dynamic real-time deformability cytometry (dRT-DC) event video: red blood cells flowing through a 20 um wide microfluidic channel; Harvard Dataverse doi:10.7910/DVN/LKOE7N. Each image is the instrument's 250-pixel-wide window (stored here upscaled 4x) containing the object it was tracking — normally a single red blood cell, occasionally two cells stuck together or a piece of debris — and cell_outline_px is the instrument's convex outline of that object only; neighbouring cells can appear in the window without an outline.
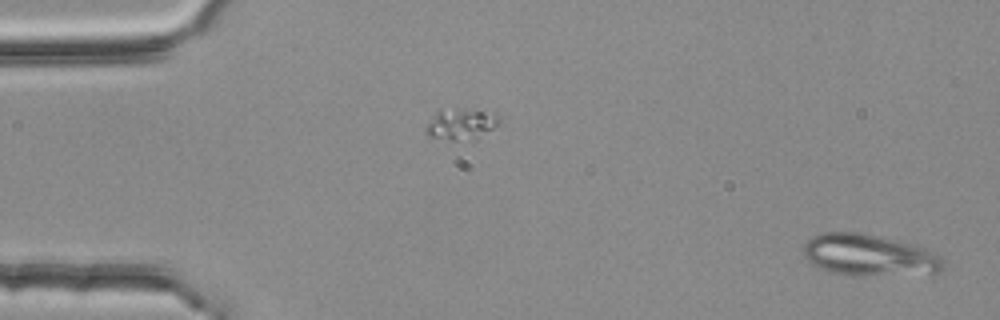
{"species": "common noctule bat (a hibernating species)", "species_latin": "Nyctalus noctula", "temperature_condition": "room temperature", "stored_images_in_passage": 3, "segment_of_instrument_passage": [2, 2], "camera_frame_rate_fps": 3000, "um_per_image_px": 0.085, "animal": {"sex": "female", "body_mass_g": 25.1}, "frame": {"image": 1, "passage_image": 3, "time_ms": 0.667, "image_size_px": [1000, 320], "cell_outline_px": [[944, 268], [940, 272], [864, 276], [852, 276], [832, 272], [820, 268], [812, 264], [800, 252], [804, 244], [812, 236], [820, 232], [860, 232], [896, 240], [912, 244], [936, 252], [944, 260]], "centroid_in_image_um": [73.84, 21.68], "position_along_channel_um": 11.2, "area_um2": 34.16}}